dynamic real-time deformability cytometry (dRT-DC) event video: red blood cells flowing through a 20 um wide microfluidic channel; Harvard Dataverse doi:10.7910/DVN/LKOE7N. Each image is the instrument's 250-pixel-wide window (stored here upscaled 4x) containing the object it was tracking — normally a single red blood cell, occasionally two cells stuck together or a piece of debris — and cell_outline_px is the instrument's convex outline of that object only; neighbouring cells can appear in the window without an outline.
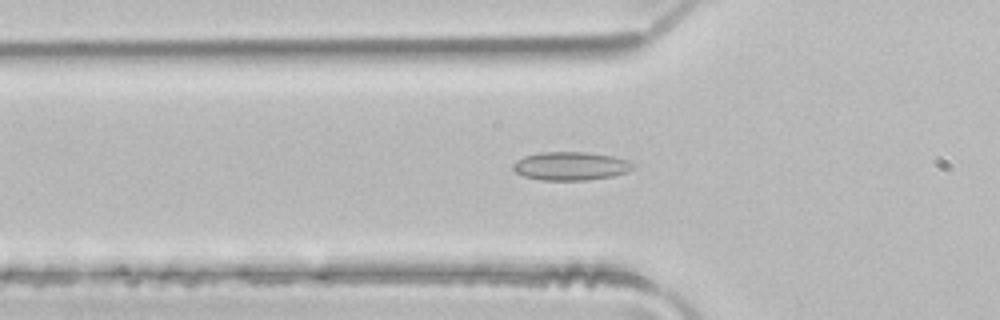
{"species": "common noctule bat (a hibernating species)", "species_latin": "Nyctalus noctula", "temperature_condition": "room temperature", "stored_images_in_passage": 36, "camera_frame_rate_fps": 3000, "um_per_image_px": 0.085, "animal": {"sex": "male", "body_mass_g": 21.5, "forearm_length_mm": 52.0}, "frame": {"image": 1, "passage_image": 3, "time_ms": 0.667, "image_size_px": [1000, 320], "cell_outline_px": [[632, 168], [628, 172], [612, 176], [588, 180], [540, 180], [524, 176], [516, 172], [512, 168], [512, 164], [516, 160], [524, 156], [540, 152], [588, 152], [612, 156], [628, 160], [632, 164]], "centroid_in_image_um": [48.48, 14.11], "position_along_channel_um": 77.3, "area_um2": 19.88}}
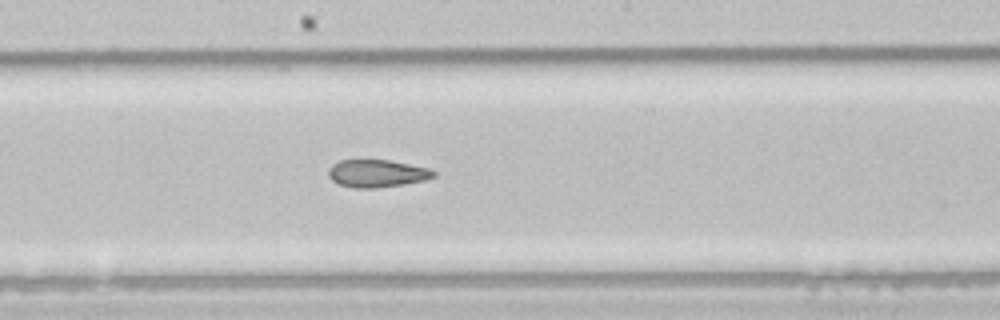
{"frame": {"image": 2, "passage_image": 13, "time_ms": 4.0, "image_size_px": [1000, 320], "cell_outline_px": [[436, 176], [424, 180], [404, 184], [376, 188], [352, 188], [340, 184], [332, 180], [328, 176], [328, 172], [332, 164], [340, 160], [388, 160], [428, 168], [436, 172]], "centroid_in_image_um": [32.03, 14.75], "position_along_channel_um": 216.2, "area_um2": 16.82}}
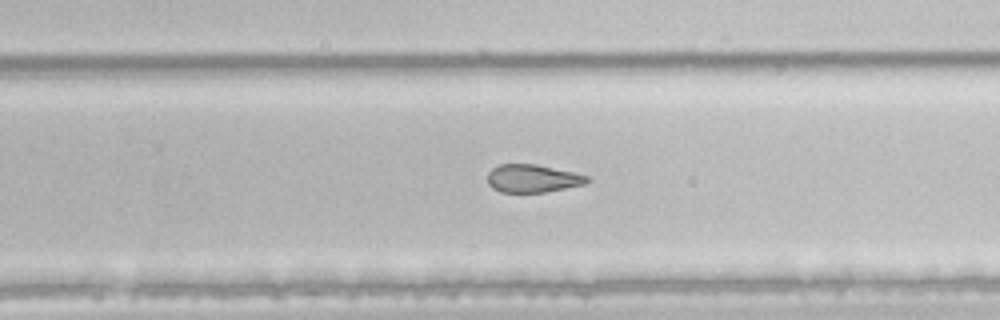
{"frame": {"image": 3, "passage_image": 18, "time_ms": 5.667, "image_size_px": [1000, 320], "cell_outline_px": [[592, 180], [588, 184], [544, 192], [500, 192], [492, 188], [488, 184], [488, 172], [492, 168], [500, 164], [536, 164], [572, 172], [588, 176]], "centroid_in_image_um": [45.29, 15.17], "position_along_channel_um": 284.5, "area_um2": 16.3}, "authors_computed_cell_mechanics": {"area_um2": 17.8313, "velocity_mm_per_s": 4.1306, "shape_relaxation_time_tau1_ms": null, "shape_relaxation_time_tau2_ms": 3.2896, "deformation_change_tau1": null, "deformation_change_tau2": 0.1029}}